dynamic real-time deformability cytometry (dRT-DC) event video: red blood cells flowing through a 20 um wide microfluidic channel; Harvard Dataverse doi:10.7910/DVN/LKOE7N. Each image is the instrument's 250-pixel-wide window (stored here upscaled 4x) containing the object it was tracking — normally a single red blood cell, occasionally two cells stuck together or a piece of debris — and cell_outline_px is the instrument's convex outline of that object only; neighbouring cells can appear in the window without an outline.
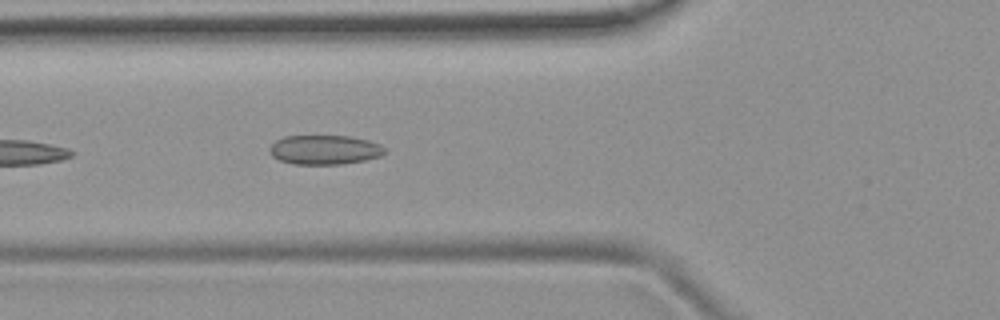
{"species": "common noctule bat (a hibernating species)", "species_latin": "Nyctalus noctula", "temperature_condition": "room temperature", "stored_images_in_passage": 6, "camera_frame_rate_fps": 3000, "um_per_image_px": 0.085, "animal": {"sex": "female", "body_mass_g": 19.9}, "frame": {"image": 1, "passage_image": 6, "time_ms": 5.667, "image_size_px": [1000, 320], "cell_outline_px": [[388, 152], [380, 156], [364, 160], [340, 164], [296, 164], [280, 160], [272, 156], [268, 152], [268, 148], [276, 140], [284, 136], [348, 136], [368, 140], [380, 144]], "centroid_in_image_um": [27.58, 12.73], "position_along_channel_um": 98.2, "area_um2": 19.71}}